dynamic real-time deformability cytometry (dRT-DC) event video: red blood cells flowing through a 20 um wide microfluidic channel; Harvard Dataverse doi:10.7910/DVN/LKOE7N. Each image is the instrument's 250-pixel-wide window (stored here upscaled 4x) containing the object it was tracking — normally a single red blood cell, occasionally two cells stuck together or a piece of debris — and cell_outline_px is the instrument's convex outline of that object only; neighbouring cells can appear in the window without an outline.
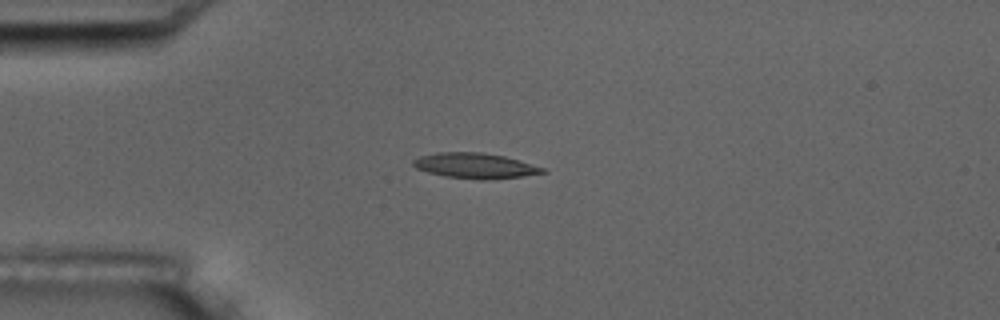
{"species": "common noctule bat (a hibernating species)", "species_latin": "Nyctalus noctula", "temperature_condition": "room temperature", "stored_images_in_passage": 6, "camera_frame_rate_fps": 3000, "um_per_image_px": 0.085, "animal": {"sex": "male", "body_mass_g": 17.5, "forearm_length_mm": 52.3}, "frame": {"image": 1, "passage_image": 1, "time_ms": 0.0, "image_size_px": [1000, 320], "cell_outline_px": [[548, 172], [524, 176], [488, 180], [480, 180], [444, 176], [428, 172], [416, 168], [412, 164], [412, 160], [420, 156], [436, 152], [480, 152], [504, 156], [520, 160], [544, 168]], "centroid_in_image_um": [40.38, 14.09], "position_along_channel_um": 44.6, "area_um2": 19.25}}
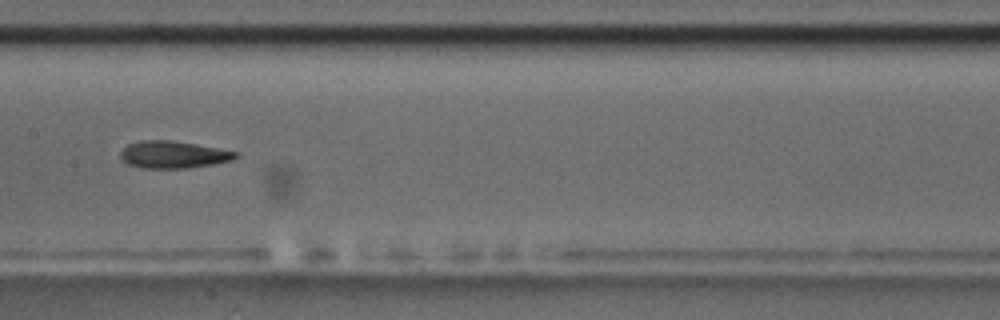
{"frame": {"image": 2, "passage_image": 5, "time_ms": 4.667, "image_size_px": [1000, 320], "cell_outline_px": [[240, 156], [232, 160], [212, 164], [188, 168], [144, 168], [128, 164], [120, 156], [120, 152], [128, 144], [140, 140], [172, 140], [196, 144], [240, 152]], "centroid_in_image_um": [14.76, 13.13], "position_along_channel_um": 192.6, "area_um2": 18.26}}
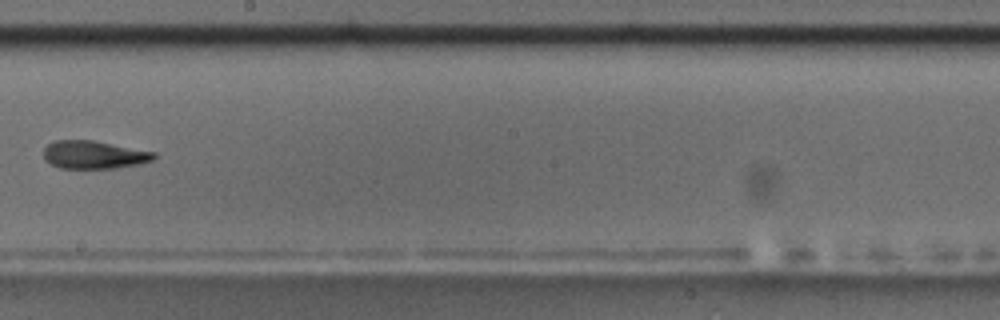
{"frame": {"image": 3, "passage_image": 6, "time_ms": 6.0, "image_size_px": [1000, 320], "cell_outline_px": [[156, 156], [152, 160], [140, 164], [116, 168], [60, 168], [44, 160], [44, 148], [48, 144], [56, 140], [92, 140], [156, 152]], "centroid_in_image_um": [7.99, 13.15], "position_along_channel_um": 240.2, "area_um2": 17.98}}